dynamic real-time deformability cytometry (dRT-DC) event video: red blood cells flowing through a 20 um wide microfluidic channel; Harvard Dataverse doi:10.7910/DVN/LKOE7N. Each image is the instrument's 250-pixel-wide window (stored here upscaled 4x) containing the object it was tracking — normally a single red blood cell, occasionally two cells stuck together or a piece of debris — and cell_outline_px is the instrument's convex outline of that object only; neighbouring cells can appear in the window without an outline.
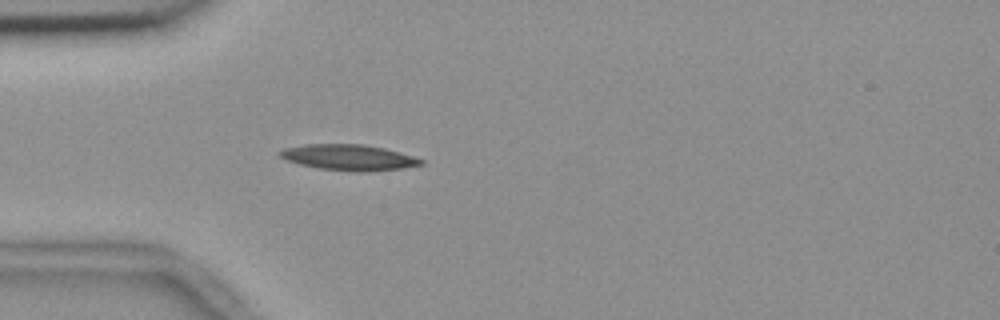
{"species": "common noctule bat (a hibernating species)", "species_latin": "Nyctalus noctula", "temperature_condition": "room temperature", "stored_images_in_passage": 14, "camera_frame_rate_fps": 3000, "um_per_image_px": 0.085, "animal": {"sex": "female", "body_mass_g": 18.4}, "frame": {"image": 1, "passage_image": 1, "time_ms": 0.0, "image_size_px": [1000, 320], "cell_outline_px": [[424, 164], [400, 168], [368, 172], [356, 172], [320, 168], [300, 164], [288, 160], [280, 156], [276, 152], [284, 148], [304, 144], [364, 144], [384, 148], [412, 156], [424, 160]], "centroid_in_image_um": [29.63, 13.37], "position_along_channel_um": 55.4, "area_um2": 21.1}}